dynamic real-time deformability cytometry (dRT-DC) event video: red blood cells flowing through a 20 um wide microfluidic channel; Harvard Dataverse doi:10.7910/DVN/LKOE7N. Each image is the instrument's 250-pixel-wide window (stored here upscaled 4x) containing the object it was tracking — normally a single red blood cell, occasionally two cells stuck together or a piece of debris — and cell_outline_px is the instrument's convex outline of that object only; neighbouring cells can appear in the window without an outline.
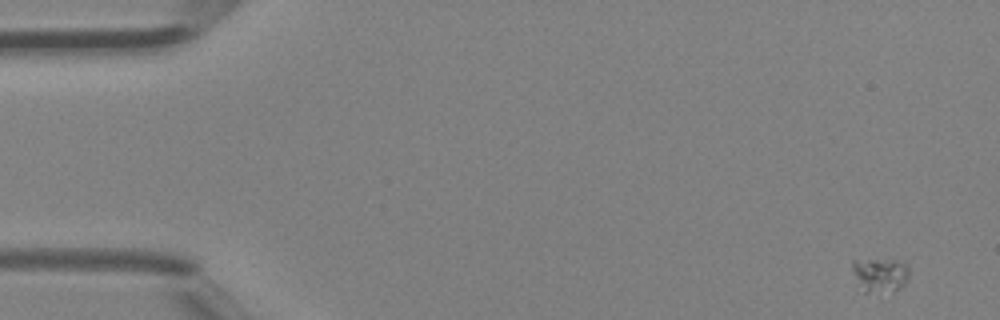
{"species": "Egyptian fruit bat (a non-hibernating species)", "species_latin": "Rousettus aegyptiacus", "temperature_condition": "room temperature", "stored_images_in_passage": 46, "camera_frame_rate_fps": 3000, "um_per_image_px": 0.085, "animal": {"sex": "female"}, "frame": {"image": 1, "passage_image": 1, "time_ms": 0.0, "image_size_px": [1000, 320], "cell_outline_px": [[908, 280], [900, 288], [868, 292], [864, 292], [856, 284], [852, 272], [852, 260], [896, 260], [904, 264], [908, 268]], "centroid_in_image_um": [74.75, 23.35], "position_along_channel_um": 10.3, "area_um2": 11.1}}
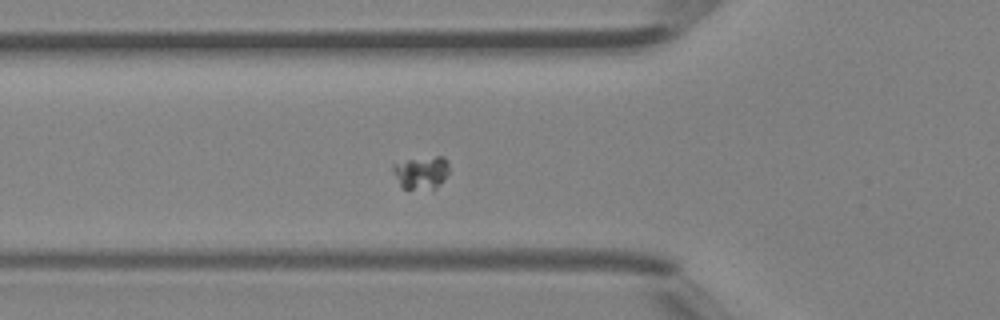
{"frame": {"image": 2, "passage_image": 16, "time_ms": 5.0, "image_size_px": [1000, 320], "cell_outline_px": [[448, 172], [440, 184], [432, 192], [400, 188], [392, 172], [392, 164], [408, 160], [436, 156], [444, 156], [448, 160]], "centroid_in_image_um": [35.79, 14.72], "position_along_channel_um": 90.0, "area_um2": 11.21}}
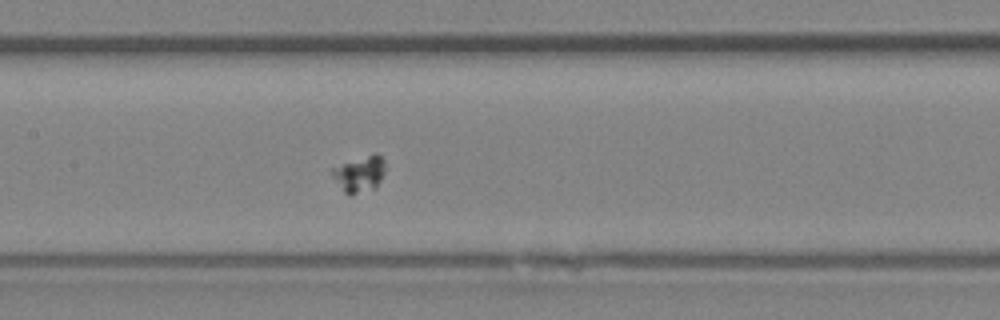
{"frame": {"image": 3, "passage_image": 22, "time_ms": 7.0, "image_size_px": [1000, 320], "cell_outline_px": [[384, 172], [376, 188], [352, 196], [348, 196], [344, 192], [332, 176], [332, 168], [372, 152], [376, 152], [384, 160]], "centroid_in_image_um": [30.57, 14.79], "position_along_channel_um": 176.8, "area_um2": 11.27}}